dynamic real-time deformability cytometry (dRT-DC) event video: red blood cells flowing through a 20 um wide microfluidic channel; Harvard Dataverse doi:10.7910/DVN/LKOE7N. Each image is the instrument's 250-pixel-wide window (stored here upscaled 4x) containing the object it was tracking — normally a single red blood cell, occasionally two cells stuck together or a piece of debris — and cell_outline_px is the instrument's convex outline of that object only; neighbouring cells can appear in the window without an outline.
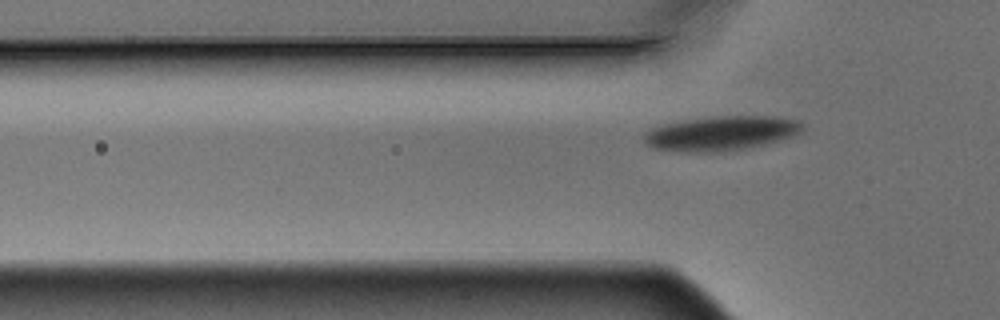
{"species": "Egyptian fruit bat (a non-hibernating species)", "species_latin": "Rousettus aegyptiacus", "temperature_condition": "warm", "stored_images_in_passage": 7, "camera_frame_rate_fps": 3000, "um_per_image_px": 0.085, "animal": {"sex": "male"}, "frame": {"image": 1, "passage_image": 6, "time_ms": 1.667, "image_size_px": [1000, 320], "cell_outline_px": [[804, 128], [796, 136], [764, 144], [744, 148], [716, 152], [684, 152], [656, 148], [644, 144], [644, 136], [652, 128], [664, 124], [684, 120], [712, 116], [776, 116], [800, 120], [804, 124]], "centroid_in_image_um": [61.36, 11.32], "position_along_channel_um": 64.4, "area_um2": 31.91}}
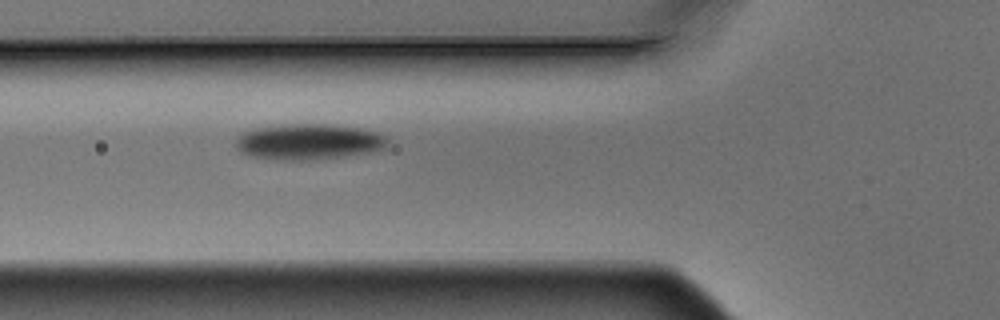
{"frame": {"image": 2, "passage_image": 7, "time_ms": 2.0, "image_size_px": [1000, 320], "cell_outline_px": [[388, 140], [384, 148], [368, 152], [344, 156], [308, 160], [280, 160], [252, 156], [240, 152], [236, 148], [236, 136], [240, 132], [256, 128], [284, 124], [328, 124], [360, 128], [376, 132], [384, 136]], "centroid_in_image_um": [26.17, 12.04], "position_along_channel_um": 99.6, "area_um2": 31.62}}